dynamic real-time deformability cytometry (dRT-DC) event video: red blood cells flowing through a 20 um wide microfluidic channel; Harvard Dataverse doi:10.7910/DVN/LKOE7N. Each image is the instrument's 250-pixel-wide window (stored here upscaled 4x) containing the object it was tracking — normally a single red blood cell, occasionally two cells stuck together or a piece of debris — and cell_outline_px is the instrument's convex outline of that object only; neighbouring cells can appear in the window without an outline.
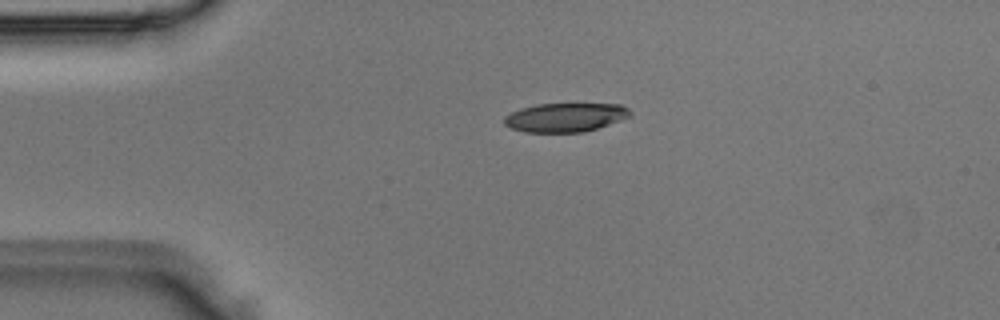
{"species": "Egyptian fruit bat (a non-hibernating species)", "species_latin": "Rousettus aegyptiacus", "temperature_condition": "room temperature", "stored_images_in_passage": 2, "camera_frame_rate_fps": 3000, "um_per_image_px": 0.085, "animal": {"sex": "male"}, "frame": {"image": 1, "passage_image": 1, "time_ms": 0.0, "image_size_px": [1000, 320], "cell_outline_px": [[632, 116], [584, 132], [524, 132], [512, 128], [504, 124], [504, 116], [520, 108], [536, 104], [620, 104], [628, 108], [632, 112]], "centroid_in_image_um": [48.05, 9.97], "position_along_channel_um": 37.0, "area_um2": 21.15}}